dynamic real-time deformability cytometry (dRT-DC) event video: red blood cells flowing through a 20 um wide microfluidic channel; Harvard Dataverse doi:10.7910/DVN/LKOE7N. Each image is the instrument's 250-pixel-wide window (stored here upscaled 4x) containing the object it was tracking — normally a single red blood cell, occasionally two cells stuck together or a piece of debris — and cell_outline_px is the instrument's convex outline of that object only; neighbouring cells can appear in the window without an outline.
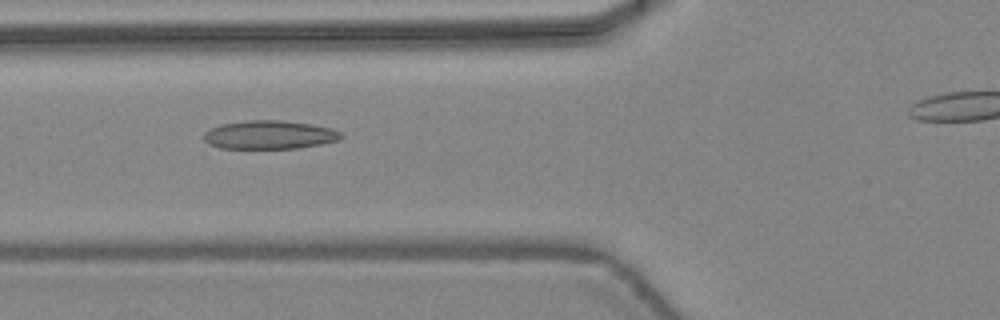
{"species": "common noctule bat (a hibernating species)", "species_latin": "Nyctalus noctula", "temperature_condition": "warm", "stored_images_in_passage": 43, "camera_frame_rate_fps": 3000, "um_per_image_px": 0.085, "animal": {"sex": "female", "body_mass_g": 24.6, "forearm_length_mm": 56.2}, "frame": {"image": 1, "passage_image": 19, "time_ms": 6.0, "image_size_px": [1000, 320], "cell_outline_px": [[344, 136], [340, 140], [320, 144], [296, 148], [220, 148], [208, 144], [204, 140], [204, 132], [220, 124], [244, 120], [280, 120], [312, 124], [332, 128], [340, 132]], "centroid_in_image_um": [22.9, 11.45], "position_along_channel_um": 102.9, "area_um2": 22.89}}
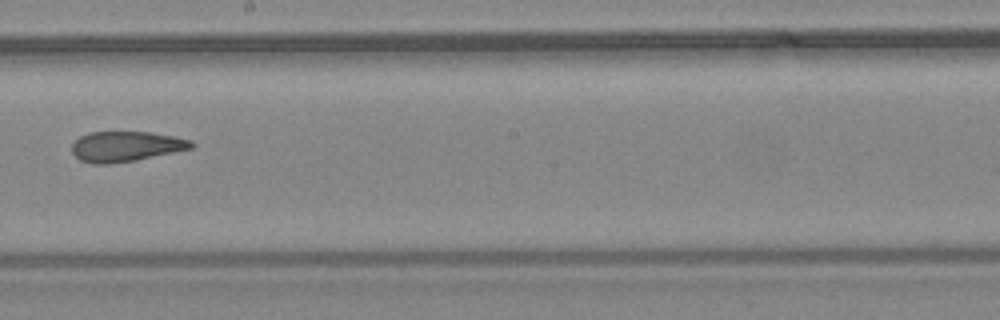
{"frame": {"image": 2, "passage_image": 28, "time_ms": 9.0, "image_size_px": [1000, 320], "cell_outline_px": [[196, 144], [192, 148], [136, 160], [108, 164], [92, 164], [80, 160], [72, 152], [72, 144], [80, 136], [88, 132], [152, 132], [192, 140]], "centroid_in_image_um": [10.69, 12.44], "position_along_channel_um": 237.5, "area_um2": 21.04}}
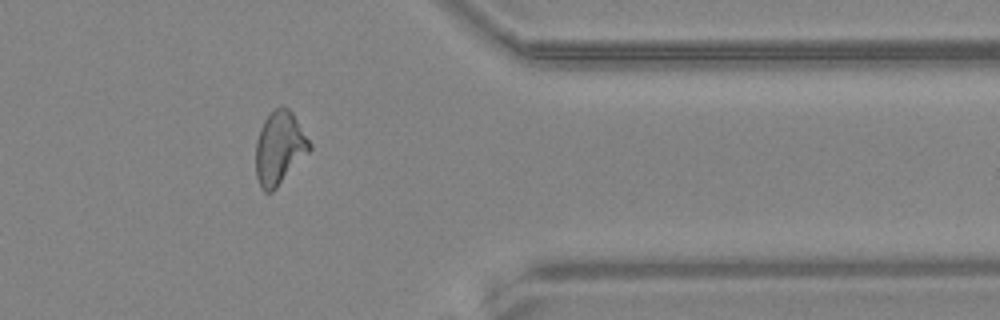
{"frame": {"image": 3, "passage_image": 39, "time_ms": 12.667, "image_size_px": [1000, 320], "cell_outline_px": [[312, 148], [276, 188], [272, 192], [264, 192], [260, 188], [256, 176], [256, 140], [260, 128], [264, 120], [280, 104], [288, 108], [292, 112], [312, 144]], "centroid_in_image_um": [23.74, 12.58], "position_along_channel_um": 387.7, "area_um2": 22.83}, "authors_computed_cell_mechanics": {"area_um2": 22.831, "velocity_mm_per_s": 4.4657, "shape_relaxation_time_tau1_ms": null, "shape_relaxation_time_tau2_ms": 2.1009, "deformation_change_tau1": null, "deformation_change_tau2": 0.0951}}